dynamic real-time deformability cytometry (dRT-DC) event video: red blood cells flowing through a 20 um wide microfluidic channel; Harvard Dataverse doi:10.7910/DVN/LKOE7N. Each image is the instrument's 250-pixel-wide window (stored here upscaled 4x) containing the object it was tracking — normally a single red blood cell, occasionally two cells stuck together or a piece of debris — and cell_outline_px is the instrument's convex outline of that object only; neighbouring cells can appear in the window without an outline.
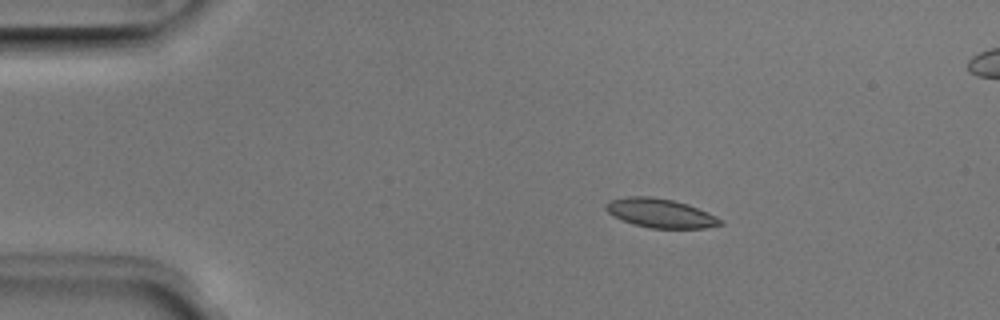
{"species": "Egyptian fruit bat (a non-hibernating species)", "species_latin": "Rousettus aegyptiacus", "temperature_condition": "room temperature", "stored_images_in_passage": 6, "camera_frame_rate_fps": 3000, "um_per_image_px": 0.085, "animal": {"sex": "male"}, "frame": {"image": 1, "passage_image": 2, "time_ms": 0.333, "image_size_px": [1000, 320], "cell_outline_px": [[724, 224], [704, 228], [648, 228], [632, 224], [608, 212], [604, 208], [604, 204], [608, 200], [628, 196], [652, 196], [672, 200], [688, 204], [708, 212], [724, 220]], "centroid_in_image_um": [56.14, 18.11], "position_along_channel_um": 28.9, "area_um2": 19.48}}
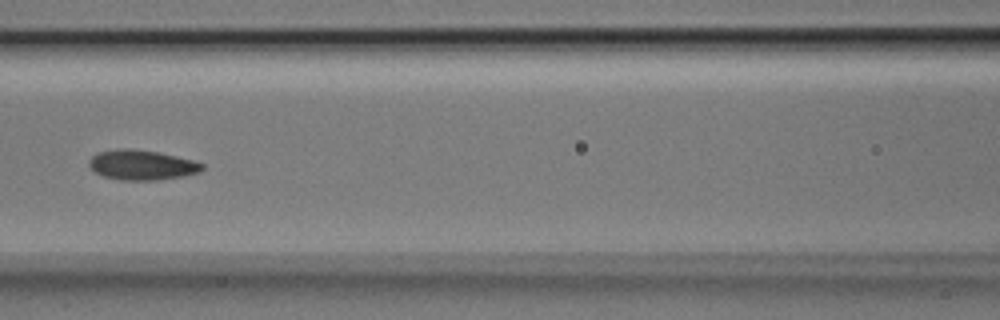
{"frame": {"image": 2, "passage_image": 6, "time_ms": 1.667, "image_size_px": [1000, 320], "cell_outline_px": [[204, 168], [200, 172], [184, 176], [156, 180], [120, 180], [104, 176], [96, 172], [88, 164], [88, 160], [96, 152], [120, 148], [132, 148], [160, 152], [192, 160], [204, 164]], "centroid_in_image_um": [12.05, 14.01], "position_along_channel_um": 154.5, "area_um2": 19.88}}